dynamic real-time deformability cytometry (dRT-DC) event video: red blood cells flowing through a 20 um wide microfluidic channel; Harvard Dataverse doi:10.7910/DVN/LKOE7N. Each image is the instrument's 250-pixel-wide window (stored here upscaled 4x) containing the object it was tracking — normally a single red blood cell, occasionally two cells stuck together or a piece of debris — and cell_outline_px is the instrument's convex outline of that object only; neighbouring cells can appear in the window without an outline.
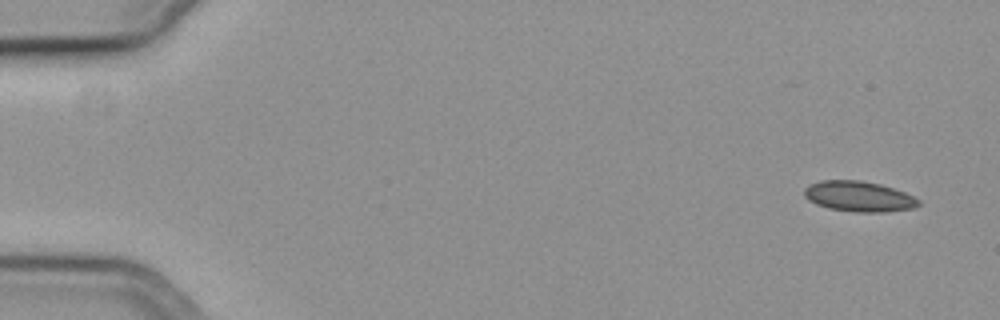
{"species": "common noctule bat (a hibernating species)", "species_latin": "Nyctalus noctula", "temperature_condition": "cold", "stored_images_in_passage": 54, "camera_frame_rate_fps": 3000, "um_per_image_px": 0.085, "animal": {"sex": "female", "body_mass_g": 19.3, "forearm_length_mm": 54.1}, "frame": {"image": 1, "passage_image": 1, "time_ms": 0.0, "image_size_px": [1000, 320], "cell_outline_px": [[920, 204], [912, 208], [884, 212], [856, 212], [828, 208], [816, 204], [808, 200], [804, 196], [804, 188], [808, 184], [820, 180], [860, 180], [880, 184], [904, 192], [920, 200]], "centroid_in_image_um": [72.95, 16.69], "position_along_channel_um": 12.0, "area_um2": 20.29}}
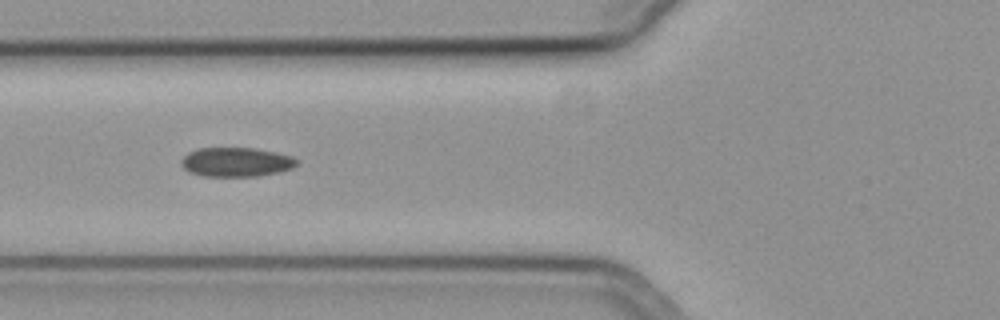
{"frame": {"image": 2, "passage_image": 20, "time_ms": 6.333, "image_size_px": [1000, 320], "cell_outline_px": [[296, 164], [292, 168], [280, 172], [260, 176], [200, 176], [188, 172], [180, 164], [180, 160], [188, 152], [196, 148], [256, 148], [276, 152], [292, 156], [296, 160]], "centroid_in_image_um": [20.04, 13.77], "position_along_channel_um": 105.8, "area_um2": 19.88}}
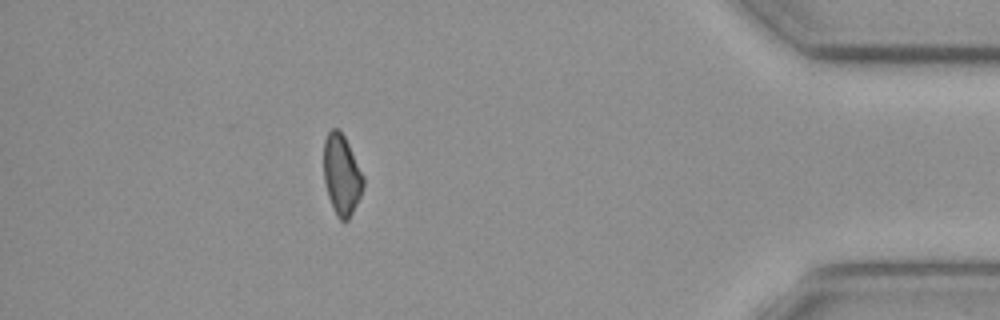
{"frame": {"image": 3, "passage_image": 48, "time_ms": 15.667, "image_size_px": [1000, 320], "cell_outline_px": [[364, 184], [360, 196], [348, 220], [340, 220], [336, 216], [328, 196], [324, 180], [324, 140], [328, 132], [332, 128], [336, 128], [344, 136], [364, 176]], "centroid_in_image_um": [29.03, 14.86], "position_along_channel_um": 406.2, "area_um2": 18.32}}